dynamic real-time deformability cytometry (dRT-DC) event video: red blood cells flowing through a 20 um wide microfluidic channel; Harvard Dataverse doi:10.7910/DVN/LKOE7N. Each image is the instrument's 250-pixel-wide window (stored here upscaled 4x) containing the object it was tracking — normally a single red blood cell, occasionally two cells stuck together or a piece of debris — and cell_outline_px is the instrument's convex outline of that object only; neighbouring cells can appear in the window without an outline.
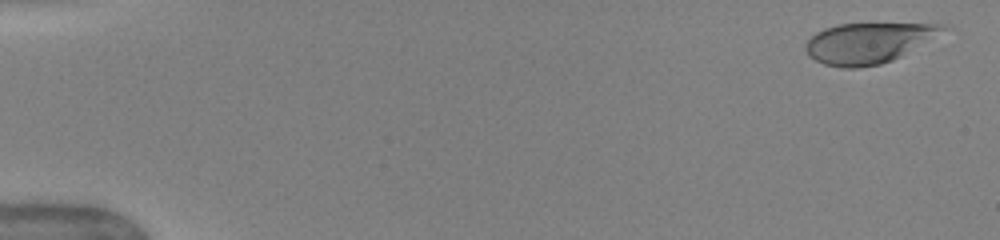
{"species": "human", "species_latin": "Homo sapiens", "temperature_condition": "warm", "stored_images_in_passage": 50, "camera_frame_rate_fps": 3000, "um_per_image_px": 0.085, "donor": {"sex": "female"}, "frame": {"image": 1, "passage_image": 2, "time_ms": 0.333, "image_size_px": [1000, 240], "cell_outline_px": [[952, 28], [900, 56], [892, 60], [880, 64], [856, 68], [840, 68], [824, 64], [808, 56], [804, 48], [804, 44], [816, 32], [824, 28], [840, 24], [944, 24]], "centroid_in_image_um": [73.8, 3.65], "position_along_channel_um": 11.2, "area_um2": 32.31}}
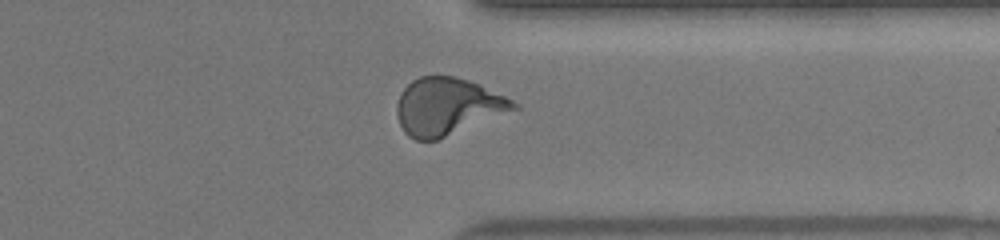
{"frame": {"image": 2, "passage_image": 40, "time_ms": 13.0, "image_size_px": [1000, 240], "cell_outline_px": [[520, 108], [436, 140], [416, 140], [408, 136], [404, 132], [400, 124], [396, 112], [396, 104], [400, 92], [412, 80], [420, 76], [456, 76], [480, 84], [520, 104]], "centroid_in_image_um": [38.02, 9.04], "position_along_channel_um": 373.4, "area_um2": 38.84}}
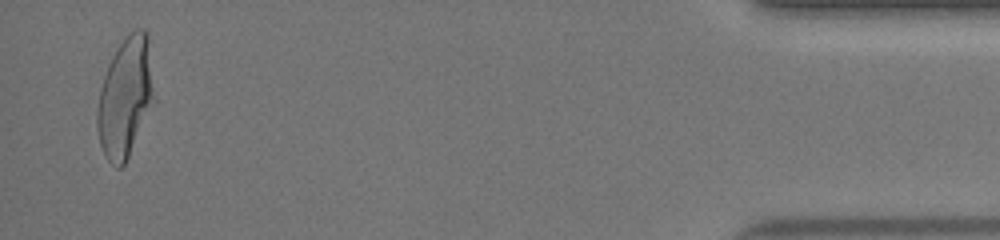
{"frame": {"image": 3, "passage_image": 49, "time_ms": 16.0, "image_size_px": [1000, 240], "cell_outline_px": [[156, 100], [124, 164], [120, 168], [116, 168], [104, 156], [100, 144], [96, 124], [96, 108], [100, 88], [108, 64], [112, 56], [120, 44], [136, 28], [144, 28], [148, 32]], "centroid_in_image_um": [10.67, 8.27], "position_along_channel_um": 424.5, "area_um2": 40.11}, "authors_computed_cell_mechanics": {"area_um2": 36.9053, "velocity_mm_per_s": 4.0765, "shape_relaxation_time_tau1_ms": 4.203, "shape_relaxation_time_tau2_ms": null, "deformation_change_tau1": 0.222, "deformation_change_tau2": null}}